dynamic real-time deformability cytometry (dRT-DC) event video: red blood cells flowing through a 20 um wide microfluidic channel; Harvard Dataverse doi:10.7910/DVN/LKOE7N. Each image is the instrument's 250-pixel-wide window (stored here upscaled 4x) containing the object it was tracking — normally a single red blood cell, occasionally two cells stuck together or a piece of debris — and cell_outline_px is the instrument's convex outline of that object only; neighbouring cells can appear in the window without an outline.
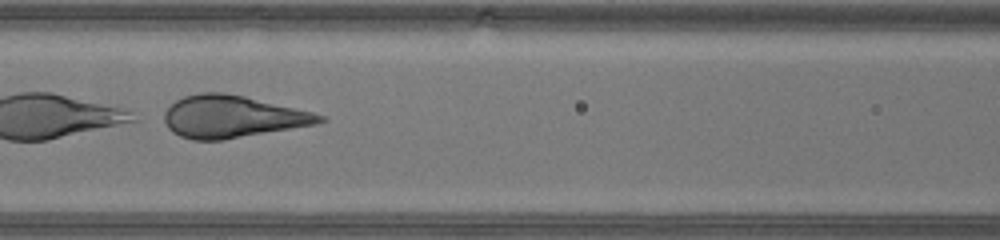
{"species": "human", "species_latin": "Homo sapiens", "temperature_condition": "warm", "stored_images_in_passage": 24, "camera_frame_rate_fps": 3000, "um_per_image_px": 0.085, "donor": {"sex": "male"}, "frame": {"image": 1, "passage_image": 19, "time_ms": 6.0, "image_size_px": [1000, 240], "cell_outline_px": [[328, 120], [316, 124], [224, 140], [192, 140], [180, 136], [172, 132], [168, 128], [164, 120], [164, 112], [176, 100], [184, 96], [200, 92], [224, 92], [244, 96], [312, 112], [324, 116]], "centroid_in_image_um": [19.72, 9.92], "position_along_channel_um": 146.9, "area_um2": 38.09}}
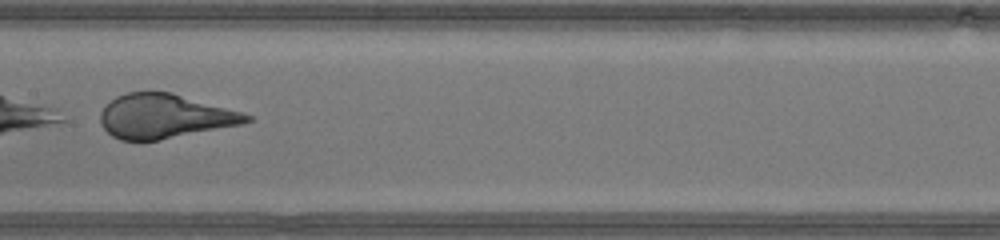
{"frame": {"image": 2, "passage_image": 22, "time_ms": 7.0, "image_size_px": [1000, 240], "cell_outline_px": [[252, 120], [244, 124], [156, 140], [120, 140], [112, 136], [100, 124], [100, 112], [116, 96], [128, 92], [172, 92], [240, 112], [252, 116]], "centroid_in_image_um": [13.97, 9.88], "position_along_channel_um": 193.4, "area_um2": 37.22}}